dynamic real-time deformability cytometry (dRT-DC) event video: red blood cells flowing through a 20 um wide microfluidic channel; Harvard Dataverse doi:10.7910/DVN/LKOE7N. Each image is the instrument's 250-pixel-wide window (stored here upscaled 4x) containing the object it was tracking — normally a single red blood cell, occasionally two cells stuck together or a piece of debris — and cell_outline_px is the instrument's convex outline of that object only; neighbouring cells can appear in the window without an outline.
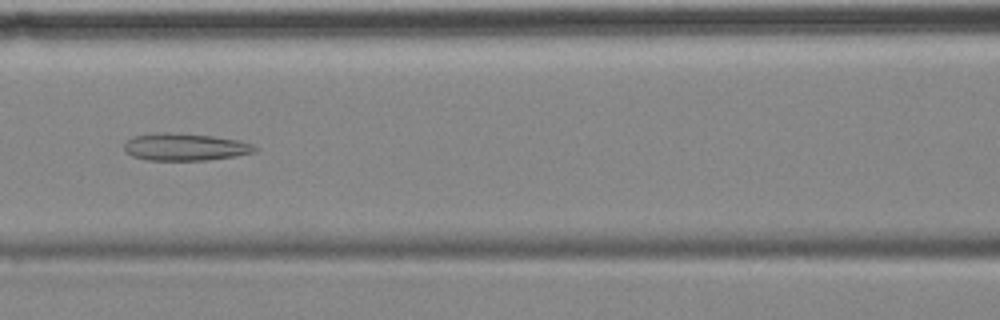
{"species": "common noctule bat (a hibernating species)", "species_latin": "Nyctalus noctula", "temperature_condition": "cold", "stored_images_in_passage": 8, "camera_frame_rate_fps": 3000, "um_per_image_px": 0.085, "animal": {"sex": "female", "body_mass_g": 18.4}, "frame": {"image": 1, "passage_image": 6, "time_ms": 6.0, "image_size_px": [1000, 320], "cell_outline_px": [[260, 148], [256, 152], [232, 156], [204, 160], [148, 160], [132, 156], [124, 152], [124, 144], [132, 136], [152, 132], [168, 132], [212, 136], [240, 140], [252, 144]], "centroid_in_image_um": [15.7, 12.48], "position_along_channel_um": 150.9, "area_um2": 20.92}}
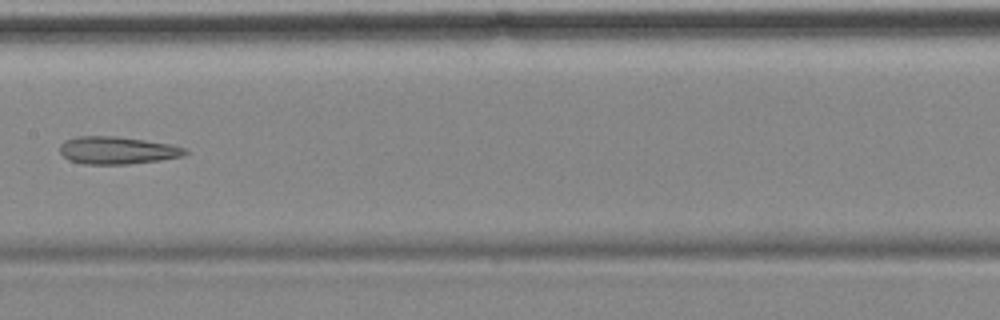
{"frame": {"image": 2, "passage_image": 7, "time_ms": 7.333, "image_size_px": [1000, 320], "cell_outline_px": [[188, 152], [184, 156], [160, 160], [128, 164], [84, 164], [68, 160], [60, 152], [60, 144], [64, 140], [76, 136], [116, 136], [172, 144], [184, 148]], "centroid_in_image_um": [9.95, 12.77], "position_along_channel_um": 197.5, "area_um2": 20.17}}
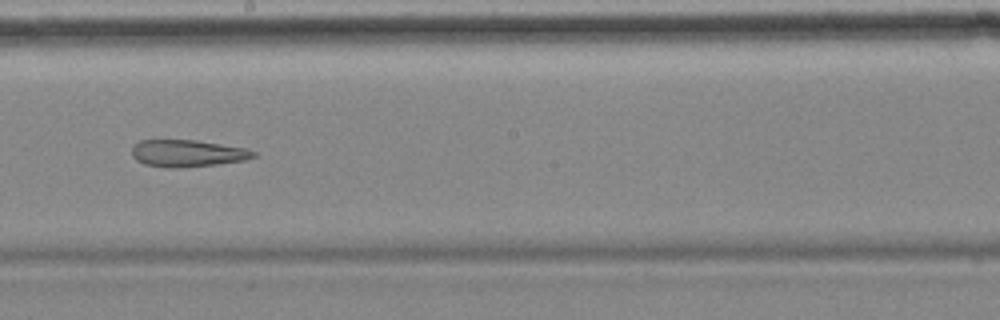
{"frame": {"image": 3, "passage_image": 8, "time_ms": 8.333, "image_size_px": [1000, 320], "cell_outline_px": [[256, 156], [244, 160], [216, 164], [180, 168], [164, 168], [144, 164], [136, 160], [132, 156], [132, 148], [140, 140], [196, 140], [244, 148], [256, 152]], "centroid_in_image_um": [15.9, 13.04], "position_along_channel_um": 232.3, "area_um2": 19.07}}